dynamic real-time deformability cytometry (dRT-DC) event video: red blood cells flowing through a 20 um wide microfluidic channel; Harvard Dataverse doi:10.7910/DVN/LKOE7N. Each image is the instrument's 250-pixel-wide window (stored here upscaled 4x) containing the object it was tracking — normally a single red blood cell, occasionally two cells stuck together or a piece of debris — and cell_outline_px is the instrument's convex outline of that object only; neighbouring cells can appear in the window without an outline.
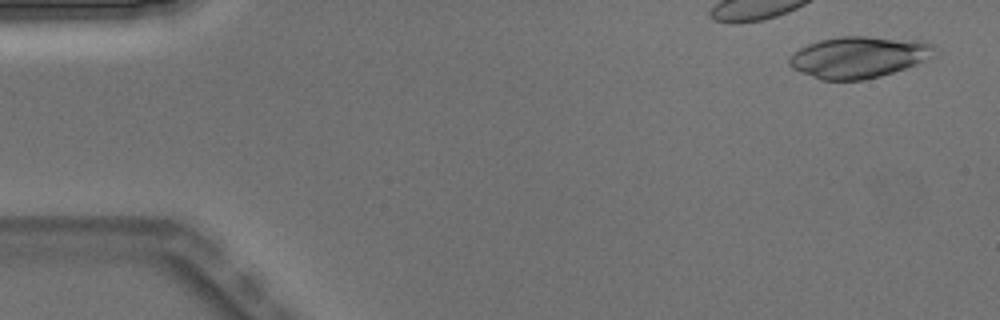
{"species": "Egyptian fruit bat (a non-hibernating species)", "species_latin": "Rousettus aegyptiacus", "temperature_condition": "warm", "stored_images_in_passage": 4, "camera_frame_rate_fps": 3000, "um_per_image_px": 0.085, "animal": {"sex": "male"}, "frame": {"image": 1, "passage_image": 1, "time_ms": 0.0, "image_size_px": [1000, 320], "cell_outline_px": [[936, 56], [916, 64], [880, 76], [864, 80], [820, 80], [800, 72], [792, 68], [788, 64], [788, 60], [800, 48], [808, 44], [820, 40], [840, 36], [864, 36], [920, 40], [932, 44], [936, 48]], "centroid_in_image_um": [73.02, 4.85], "position_along_channel_um": 12.0, "area_um2": 35.2}}